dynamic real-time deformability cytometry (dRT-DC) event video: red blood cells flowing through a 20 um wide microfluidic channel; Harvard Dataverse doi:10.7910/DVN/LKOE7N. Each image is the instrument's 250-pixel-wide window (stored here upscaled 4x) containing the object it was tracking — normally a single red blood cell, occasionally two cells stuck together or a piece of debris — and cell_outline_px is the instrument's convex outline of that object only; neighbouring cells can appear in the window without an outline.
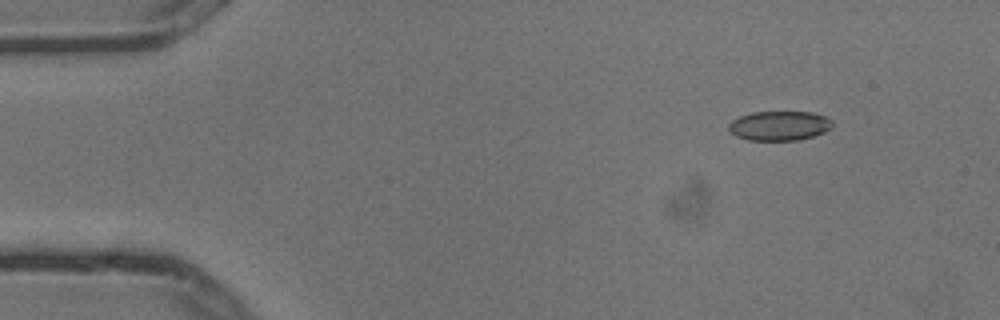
{"species": "common noctule bat (a hibernating species)", "species_latin": "Nyctalus noctula", "temperature_condition": "cold", "stored_images_in_passage": 10, "camera_frame_rate_fps": 3000, "um_per_image_px": 0.085, "animal": {"sex": "male", "body_mass_g": 13.3}, "frame": {"image": 1, "passage_image": 2, "time_ms": 0.333, "image_size_px": [1000, 320], "cell_outline_px": [[832, 128], [824, 132], [812, 136], [796, 140], [748, 140], [736, 136], [728, 128], [728, 124], [732, 120], [740, 116], [752, 112], [812, 112], [824, 116], [832, 120]], "centroid_in_image_um": [66.24, 10.68], "position_along_channel_um": 18.8, "area_um2": 17.74}}
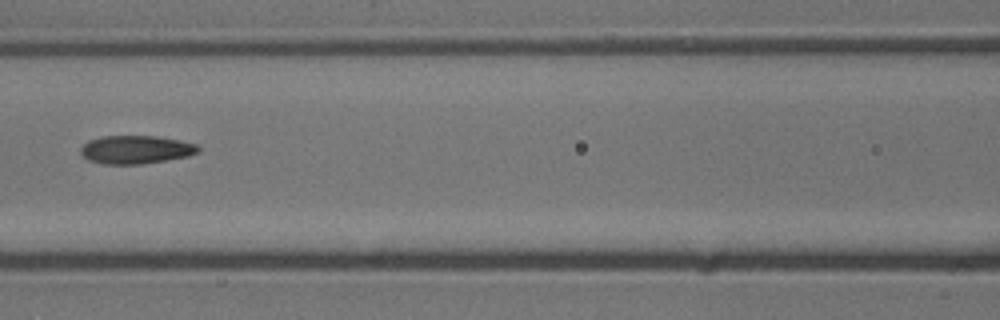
{"frame": {"image": 2, "passage_image": 7, "time_ms": 2.0, "image_size_px": [1000, 320], "cell_outline_px": [[200, 152], [188, 156], [140, 164], [104, 164], [88, 160], [80, 152], [80, 148], [88, 140], [100, 136], [156, 136], [180, 140], [200, 144]], "centroid_in_image_um": [11.57, 12.7], "position_along_channel_um": 155.0, "area_um2": 19.48}}
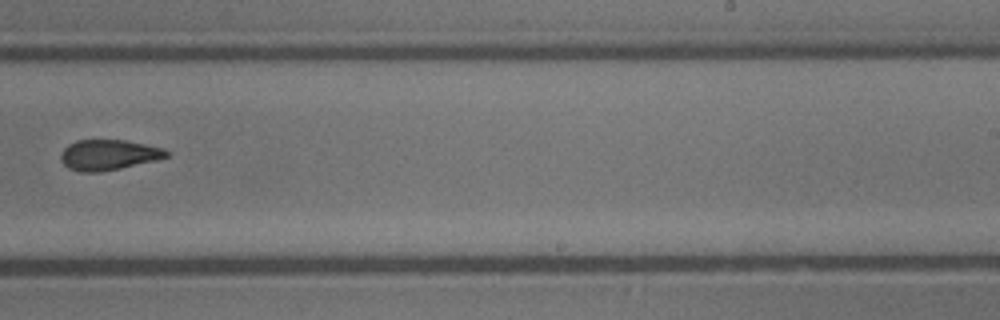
{"frame": {"image": 3, "passage_image": 10, "time_ms": 3.0, "image_size_px": [1000, 320], "cell_outline_px": [[168, 156], [156, 160], [120, 168], [100, 172], [80, 172], [68, 168], [60, 160], [60, 156], [64, 148], [68, 144], [76, 140], [124, 140], [164, 148], [168, 152]], "centroid_in_image_um": [9.19, 13.16], "position_along_channel_um": 279.8, "area_um2": 18.67}}